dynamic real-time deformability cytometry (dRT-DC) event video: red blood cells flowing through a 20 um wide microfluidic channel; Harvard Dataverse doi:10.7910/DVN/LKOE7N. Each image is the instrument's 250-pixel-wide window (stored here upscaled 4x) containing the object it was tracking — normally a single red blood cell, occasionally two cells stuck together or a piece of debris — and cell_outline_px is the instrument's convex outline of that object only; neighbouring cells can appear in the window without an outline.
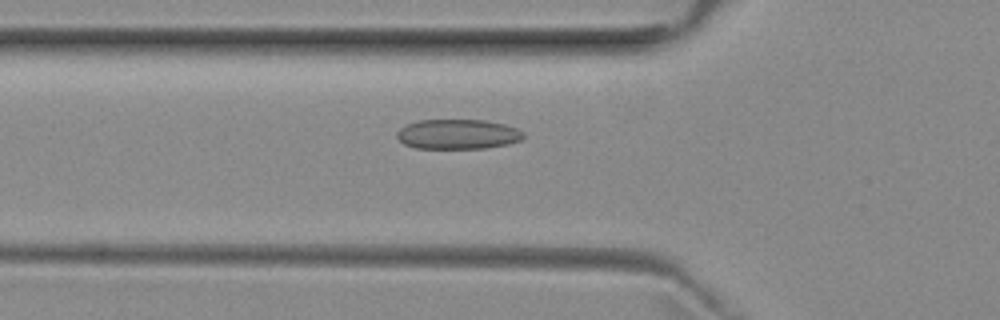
{"species": "common noctule bat (a hibernating species)", "species_latin": "Nyctalus noctula", "temperature_condition": "room temperature", "stored_images_in_passage": 50, "camera_frame_rate_fps": 3000, "um_per_image_px": 0.085, "animal": {"sex": "female", "body_mass_g": 29.2, "forearm_length_mm": 56.3}, "frame": {"image": 1, "passage_image": 16, "time_ms": 5.0, "image_size_px": [1000, 320], "cell_outline_px": [[524, 136], [520, 140], [508, 144], [484, 148], [416, 148], [404, 144], [396, 136], [396, 132], [404, 124], [416, 120], [484, 120], [504, 124], [516, 128], [524, 132]], "centroid_in_image_um": [38.88, 11.4], "position_along_channel_um": 86.9, "area_um2": 22.08}}
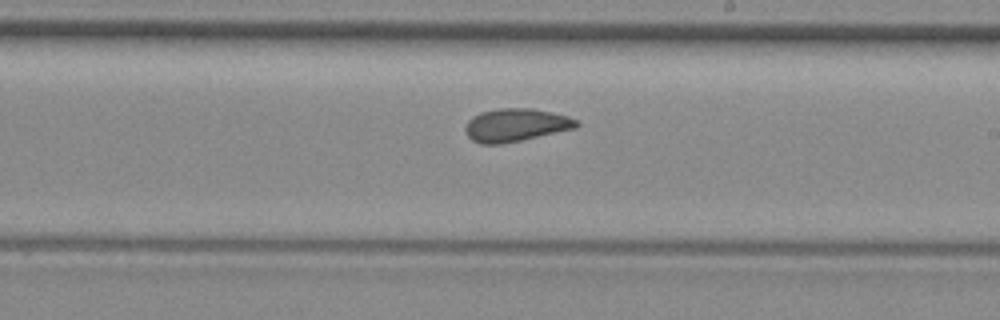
{"frame": {"image": 2, "passage_image": 28, "time_ms": 9.0, "image_size_px": [1000, 320], "cell_outline_px": [[580, 124], [576, 128], [520, 140], [500, 144], [480, 144], [472, 140], [468, 136], [464, 128], [468, 120], [472, 116], [480, 112], [500, 108], [532, 108], [552, 112], [568, 116], [580, 120]], "centroid_in_image_um": [43.85, 10.62], "position_along_channel_um": 245.2, "area_um2": 21.44}}
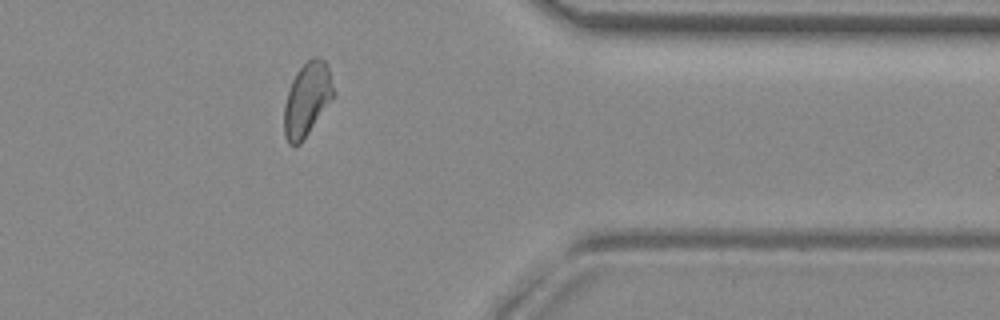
{"frame": {"image": 3, "passage_image": 40, "time_ms": 13.0, "image_size_px": [1000, 320], "cell_outline_px": [[336, 96], [300, 144], [288, 144], [284, 136], [284, 104], [292, 80], [296, 72], [312, 56], [316, 56], [324, 60], [328, 64], [336, 92]], "centroid_in_image_um": [26.14, 8.42], "position_along_channel_um": 385.3, "area_um2": 21.56}, "authors_computed_cell_mechanics": {"area_um2": 21.5016, "velocity_mm_per_s": 3.9471, "shape_relaxation_time_tau1_ms": 7.0453, "shape_relaxation_time_tau2_ms": 1.9052, "deformation_change_tau1": 0.129, "deformation_change_tau2": 0.0855}}